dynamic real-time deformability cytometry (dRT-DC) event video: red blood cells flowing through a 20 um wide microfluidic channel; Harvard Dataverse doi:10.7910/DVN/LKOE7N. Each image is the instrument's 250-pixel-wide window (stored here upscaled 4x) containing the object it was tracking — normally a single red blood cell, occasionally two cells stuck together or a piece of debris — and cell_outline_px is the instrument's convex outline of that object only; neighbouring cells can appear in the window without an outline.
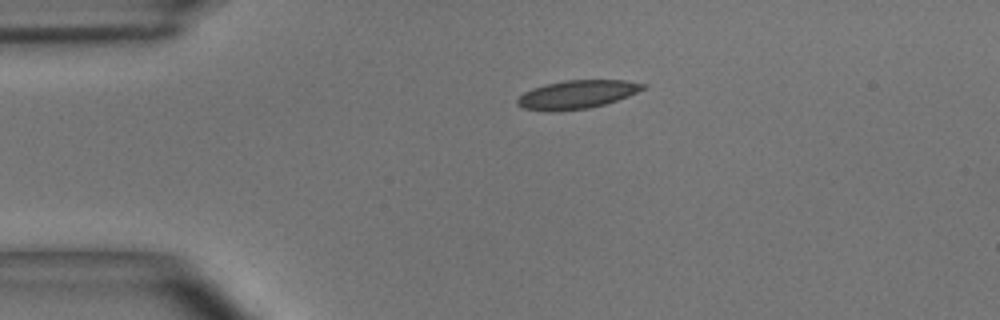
{"species": "common noctule bat (a hibernating species)", "species_latin": "Nyctalus noctula", "temperature_condition": "room temperature", "stored_images_in_passage": 1, "camera_frame_rate_fps": 3000, "um_per_image_px": 0.085, "animal": {"sex": "male", "body_mass_g": 15.6}, "frame": {"image": 1, "passage_image": 1, "time_ms": 0.0, "image_size_px": [1000, 320], "cell_outline_px": [[648, 84], [644, 88], [628, 96], [604, 104], [588, 108], [552, 112], [548, 112], [520, 108], [516, 104], [516, 100], [524, 92], [532, 88], [544, 84], [564, 80], [624, 80]], "centroid_in_image_um": [48.98, 8.03], "position_along_channel_um": 36.0, "area_um2": 20.92}}